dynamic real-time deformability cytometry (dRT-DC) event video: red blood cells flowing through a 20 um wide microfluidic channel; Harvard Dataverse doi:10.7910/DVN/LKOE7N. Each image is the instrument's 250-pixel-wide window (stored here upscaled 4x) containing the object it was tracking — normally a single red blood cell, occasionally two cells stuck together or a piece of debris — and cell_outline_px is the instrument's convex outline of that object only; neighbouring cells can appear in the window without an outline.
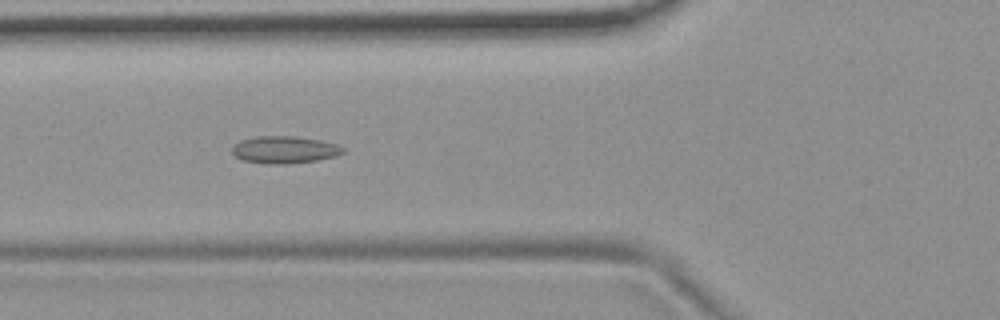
{"species": "common noctule bat (a hibernating species)", "species_latin": "Nyctalus noctula", "temperature_condition": "room temperature", "stored_images_in_passage": 7, "camera_frame_rate_fps": 3000, "um_per_image_px": 0.085, "animal": {"sex": "female", "body_mass_g": 19.9}, "frame": {"image": 1, "passage_image": 6, "time_ms": 1.667, "image_size_px": [1000, 320], "cell_outline_px": [[344, 152], [336, 156], [316, 160], [288, 164], [264, 164], [240, 160], [232, 152], [232, 148], [240, 140], [256, 136], [296, 136], [320, 140], [336, 144], [344, 148]], "centroid_in_image_um": [24.16, 12.73], "position_along_channel_um": 101.6, "area_um2": 17.69}}
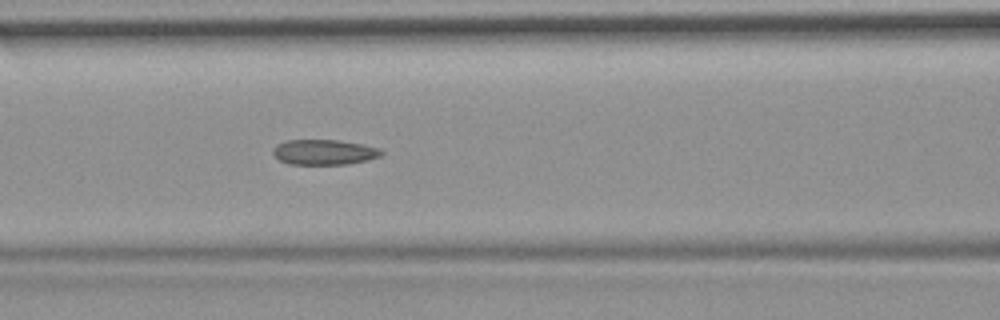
{"frame": {"image": 2, "passage_image": 7, "time_ms": 2.0, "image_size_px": [1000, 320], "cell_outline_px": [[384, 152], [380, 156], [368, 160], [348, 164], [288, 164], [280, 160], [272, 152], [272, 148], [276, 144], [288, 140], [340, 140], [364, 144], [380, 148]], "centroid_in_image_um": [27.57, 12.92], "position_along_channel_um": 139.0, "area_um2": 16.07}}